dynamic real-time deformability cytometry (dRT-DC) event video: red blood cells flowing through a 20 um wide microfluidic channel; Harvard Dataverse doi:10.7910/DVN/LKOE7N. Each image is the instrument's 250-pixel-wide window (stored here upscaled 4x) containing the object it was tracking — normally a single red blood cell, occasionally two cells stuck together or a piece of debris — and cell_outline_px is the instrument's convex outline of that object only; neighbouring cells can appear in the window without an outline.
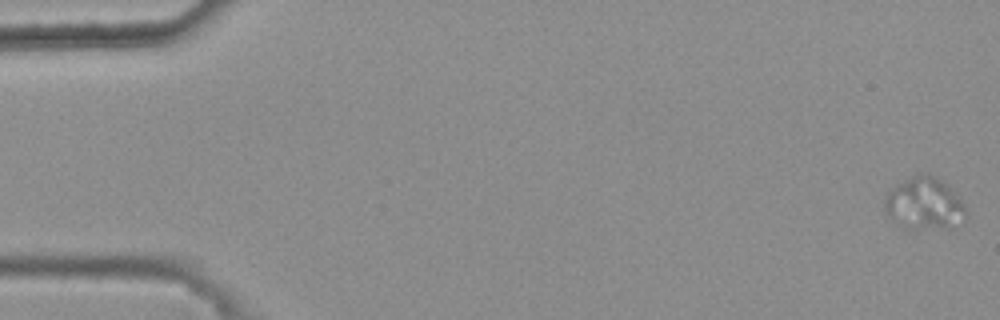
{"species": "common noctule bat (a hibernating species)", "species_latin": "Nyctalus noctula", "temperature_condition": "warm", "stored_images_in_passage": 49, "camera_frame_rate_fps": 3000, "um_per_image_px": 0.085, "animal": {"sex": "female", "body_mass_g": 25.1}, "frame": {"image": 1, "passage_image": 1, "time_ms": 0.0, "image_size_px": [1000, 320], "cell_outline_px": [[964, 216], [948, 228], [904, 228], [884, 216], [884, 200], [888, 192], [892, 188], [912, 176], [920, 172], [928, 172], [936, 176], [960, 200], [964, 208]], "centroid_in_image_um": [78.45, 17.3], "position_along_channel_um": 6.6, "area_um2": 24.22}}
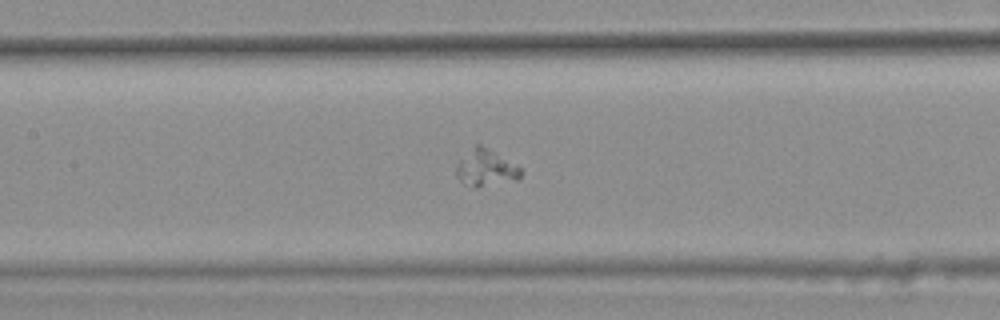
{"frame": {"image": 2, "passage_image": 26, "time_ms": 8.333, "image_size_px": [1000, 320], "cell_outline_px": [[524, 172], [516, 180], [476, 188], [464, 184], [456, 176], [456, 164], [476, 144], [480, 144], [520, 168]], "centroid_in_image_um": [41.27, 14.31], "position_along_channel_um": 166.1, "area_um2": 13.47}}
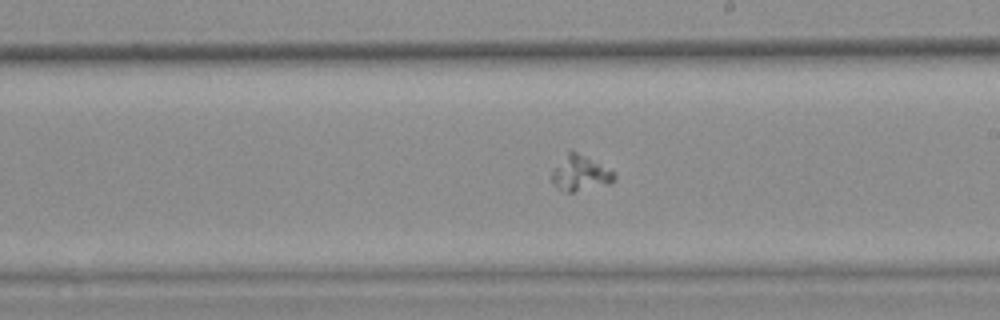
{"frame": {"image": 3, "passage_image": 32, "time_ms": 10.333, "image_size_px": [1000, 320], "cell_outline_px": [[616, 176], [608, 184], [572, 192], [560, 192], [552, 184], [552, 172], [568, 148], [572, 148], [600, 164], [612, 172]], "centroid_in_image_um": [49.24, 14.7], "position_along_channel_um": 239.8, "area_um2": 12.89}}